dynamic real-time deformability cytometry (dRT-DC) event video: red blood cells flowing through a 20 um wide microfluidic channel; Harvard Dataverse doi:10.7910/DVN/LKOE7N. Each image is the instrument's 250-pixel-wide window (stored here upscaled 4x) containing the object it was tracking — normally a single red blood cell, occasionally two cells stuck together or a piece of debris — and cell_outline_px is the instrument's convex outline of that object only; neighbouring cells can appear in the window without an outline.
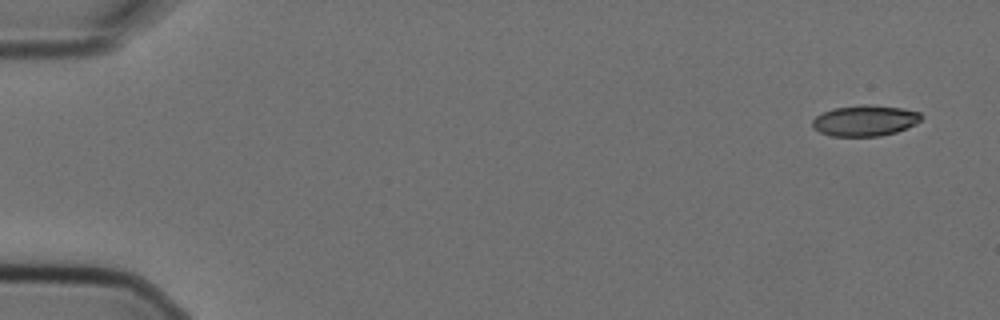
{"species": "Egyptian fruit bat (a non-hibernating species)", "species_latin": "Rousettus aegyptiacus", "temperature_condition": "cold", "stored_images_in_passage": 6, "segment_of_instrument_passage": [1, 2], "camera_frame_rate_fps": 3000, "um_per_image_px": 0.085, "animal": {"sex": "female"}, "frame": {"image": 1, "passage_image": 1, "time_ms": 0.0, "image_size_px": [1000, 320], "cell_outline_px": [[924, 116], [916, 124], [896, 132], [880, 136], [832, 136], [820, 132], [812, 128], [812, 120], [816, 116], [832, 108], [864, 104], [872, 104], [904, 108], [920, 112]], "centroid_in_image_um": [73.54, 10.24], "position_along_channel_um": 11.5, "area_um2": 19.83}}
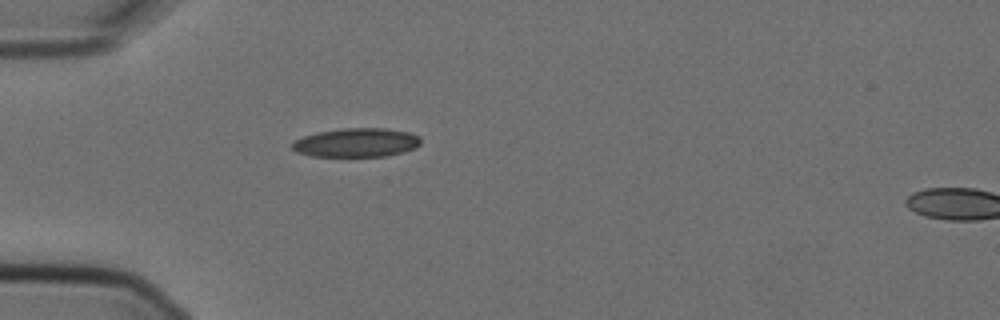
{"frame": {"image": 2, "passage_image": 5, "time_ms": 1.333, "image_size_px": [1000, 320], "cell_outline_px": [[420, 144], [416, 148], [404, 152], [388, 156], [312, 156], [296, 152], [292, 148], [292, 144], [296, 140], [304, 136], [316, 132], [344, 128], [384, 128], [408, 132], [420, 136]], "centroid_in_image_um": [30.32, 12.12], "position_along_channel_um": 54.7, "area_um2": 21.68}}